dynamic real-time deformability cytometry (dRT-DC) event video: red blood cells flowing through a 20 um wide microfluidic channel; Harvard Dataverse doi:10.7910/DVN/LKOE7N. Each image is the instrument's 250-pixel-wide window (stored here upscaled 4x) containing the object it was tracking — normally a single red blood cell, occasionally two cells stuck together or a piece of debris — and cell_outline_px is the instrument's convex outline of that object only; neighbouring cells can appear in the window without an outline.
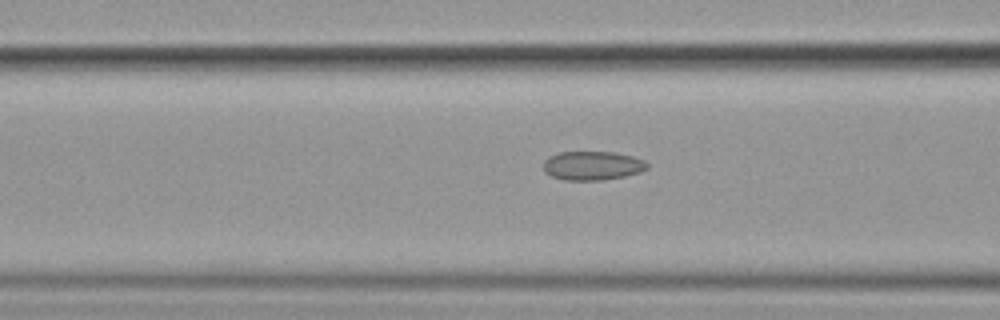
{"species": "common noctule bat (a hibernating species)", "species_latin": "Nyctalus noctula", "temperature_condition": "cold", "stored_images_in_passage": 8, "camera_frame_rate_fps": 3000, "um_per_image_px": 0.085, "animal": {"sex": "female", "body_mass_g": 19.9}, "frame": {"image": 1, "passage_image": 6, "time_ms": 1.667, "image_size_px": [1000, 320], "cell_outline_px": [[648, 168], [640, 172], [624, 176], [604, 180], [564, 180], [552, 176], [544, 172], [544, 160], [548, 156], [560, 152], [616, 152], [632, 156], [644, 160], [648, 164]], "centroid_in_image_um": [50.35, 14.08], "position_along_channel_um": 116.2, "area_um2": 17.57}}